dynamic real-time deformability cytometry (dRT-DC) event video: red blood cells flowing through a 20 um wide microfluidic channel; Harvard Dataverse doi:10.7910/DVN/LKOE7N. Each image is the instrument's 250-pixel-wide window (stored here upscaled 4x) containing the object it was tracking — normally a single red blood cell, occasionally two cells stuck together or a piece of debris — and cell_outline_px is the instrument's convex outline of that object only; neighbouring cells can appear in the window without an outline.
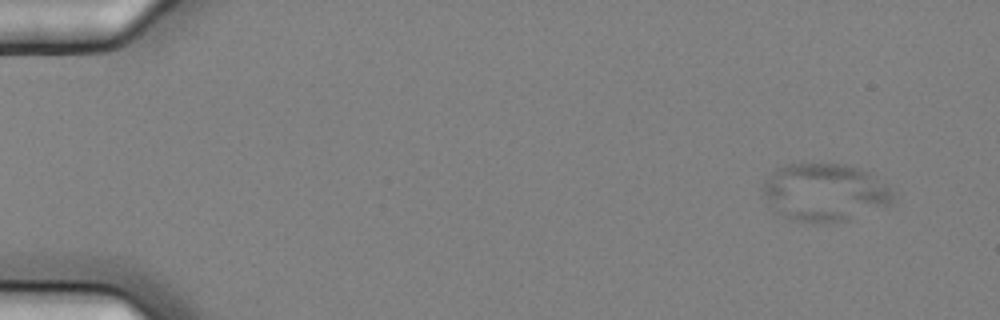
{"species": "common noctule bat (a hibernating species)", "species_latin": "Nyctalus noctula", "temperature_condition": "cold", "stored_images_in_passage": 7, "camera_frame_rate_fps": 3000, "um_per_image_px": 0.085, "animal": {"sex": "female", "body_mass_g": 25.1}, "frame": {"image": 1, "passage_image": 2, "time_ms": 0.333, "image_size_px": [1000, 320], "cell_outline_px": [[892, 200], [884, 208], [848, 220], [824, 224], [788, 220], [776, 212], [760, 188], [764, 180], [776, 168], [788, 164], [844, 164], [872, 172], [888, 188], [892, 196]], "centroid_in_image_um": [70.07, 16.37], "position_along_channel_um": 14.9, "area_um2": 44.04}}
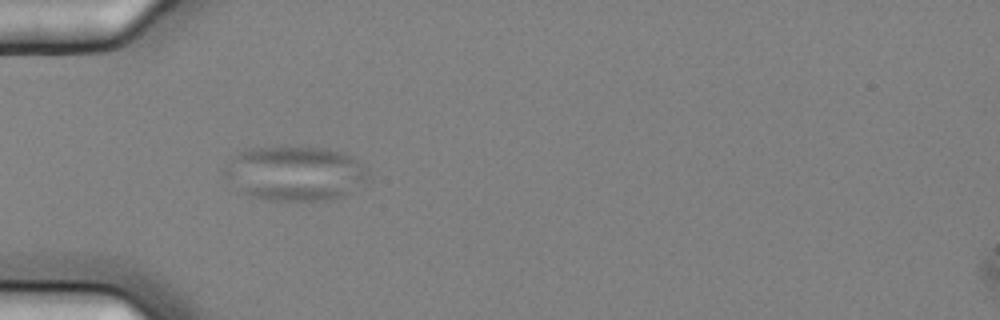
{"frame": {"image": 2, "passage_image": 6, "time_ms": 1.667, "image_size_px": [1000, 320], "cell_outline_px": [[372, 176], [344, 196], [332, 200], [272, 200], [248, 196], [224, 176], [220, 168], [240, 152], [248, 148], [300, 144], [328, 148], [344, 152], [356, 160]], "centroid_in_image_um": [25.06, 14.69], "position_along_channel_um": 59.9, "area_um2": 46.59}}